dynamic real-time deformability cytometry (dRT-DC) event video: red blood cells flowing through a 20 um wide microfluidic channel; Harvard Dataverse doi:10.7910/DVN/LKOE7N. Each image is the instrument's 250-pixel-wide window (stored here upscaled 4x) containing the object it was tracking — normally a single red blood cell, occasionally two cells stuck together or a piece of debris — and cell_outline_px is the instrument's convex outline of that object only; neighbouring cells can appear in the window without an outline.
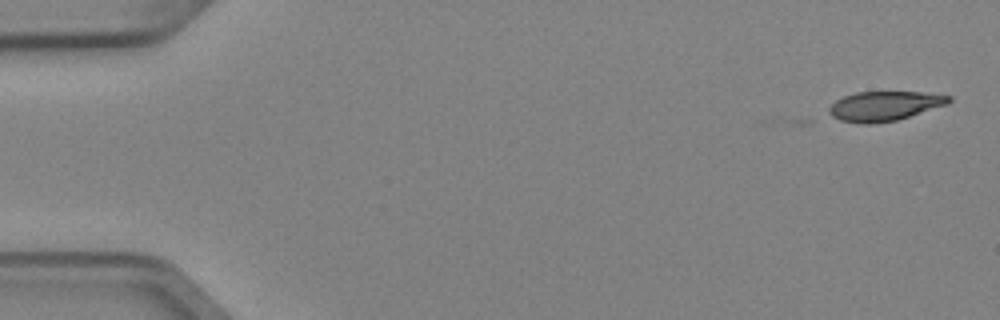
{"species": "Egyptian fruit bat (a non-hibernating species)", "species_latin": "Rousettus aegyptiacus", "temperature_condition": "cold", "stored_images_in_passage": 7, "camera_frame_rate_fps": 3000, "um_per_image_px": 0.085, "animal": {"sex": "female"}, "frame": {"image": 1, "passage_image": 1, "time_ms": 0.0, "image_size_px": [1000, 320], "cell_outline_px": [[952, 100], [948, 104], [896, 120], [872, 124], [860, 124], [840, 120], [832, 116], [828, 112], [828, 108], [836, 100], [844, 96], [856, 92], [920, 92], [952, 96]], "centroid_in_image_um": [75.16, 9.01], "position_along_channel_um": 9.8, "area_um2": 20.58}}
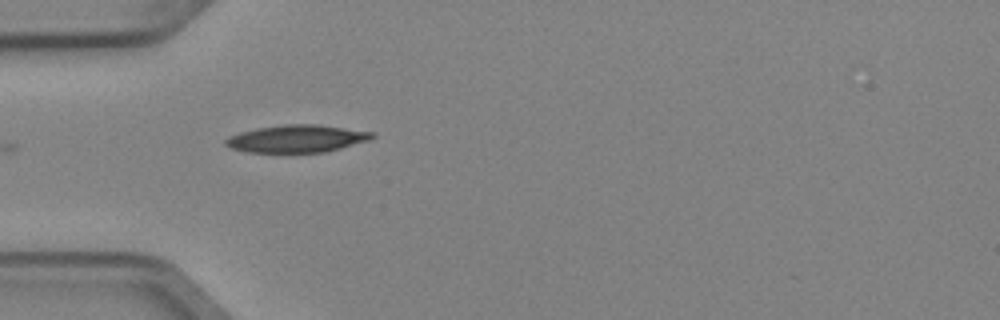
{"frame": {"image": 2, "passage_image": 4, "time_ms": 1.0, "image_size_px": [1000, 320], "cell_outline_px": [[376, 136], [372, 140], [324, 152], [248, 152], [232, 148], [224, 144], [224, 140], [228, 136], [240, 132], [256, 128], [288, 124], [316, 124], [376, 132]], "centroid_in_image_um": [25.27, 11.78], "position_along_channel_um": 59.7, "area_um2": 23.52}}
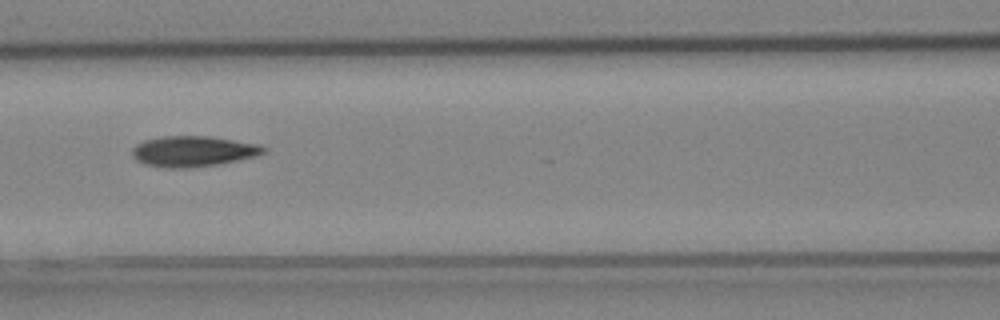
{"frame": {"image": 3, "passage_image": 6, "time_ms": 1.667, "image_size_px": [1000, 320], "cell_outline_px": [[268, 152], [256, 156], [216, 164], [188, 168], [164, 168], [144, 164], [136, 160], [132, 156], [132, 148], [136, 144], [144, 140], [160, 136], [208, 136], [260, 144], [268, 148]], "centroid_in_image_um": [16.41, 12.85], "position_along_channel_um": 150.2, "area_um2": 23.64}}